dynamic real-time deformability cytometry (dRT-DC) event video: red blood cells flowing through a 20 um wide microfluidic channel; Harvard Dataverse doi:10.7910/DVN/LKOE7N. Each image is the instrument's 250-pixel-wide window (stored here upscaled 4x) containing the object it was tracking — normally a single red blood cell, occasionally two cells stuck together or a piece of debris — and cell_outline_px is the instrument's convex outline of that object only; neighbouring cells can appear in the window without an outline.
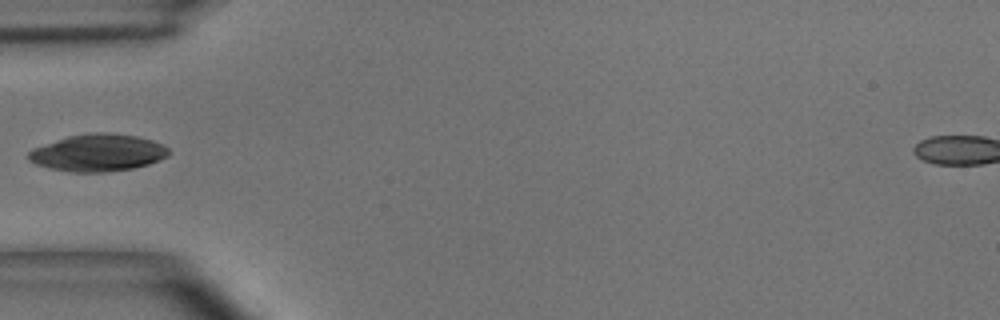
{"species": "common noctule bat (a hibernating species)", "species_latin": "Nyctalus noctula", "temperature_condition": "room temperature", "stored_images_in_passage": 38, "camera_frame_rate_fps": 3000, "um_per_image_px": 0.085, "animal": {"sex": "male", "body_mass_g": 15.6}, "frame": {"image": 1, "passage_image": 1, "time_ms": 0.0, "image_size_px": [1000, 320], "cell_outline_px": [[168, 156], [160, 160], [148, 164], [132, 168], [108, 172], [68, 172], [36, 164], [28, 160], [28, 152], [32, 148], [68, 136], [92, 132], [112, 132], [136, 136], [152, 140], [168, 148]], "centroid_in_image_um": [8.31, 12.98], "position_along_channel_um": 76.7, "area_um2": 30.35}}
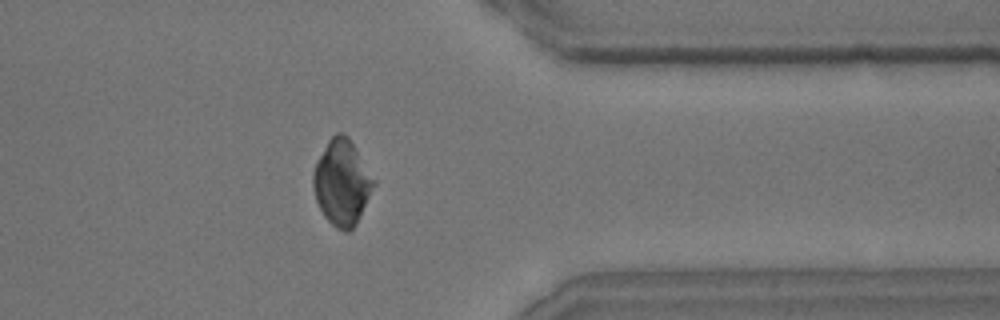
{"frame": {"image": 2, "passage_image": 27, "time_ms": 8.667, "image_size_px": [1000, 320], "cell_outline_px": [[376, 184], [356, 224], [348, 232], [344, 232], [336, 228], [324, 216], [316, 200], [312, 184], [312, 172], [316, 160], [328, 140], [336, 132], [344, 132], [348, 136], [376, 180]], "centroid_in_image_um": [29.06, 15.5], "position_along_channel_um": 382.3, "area_um2": 30.35}}
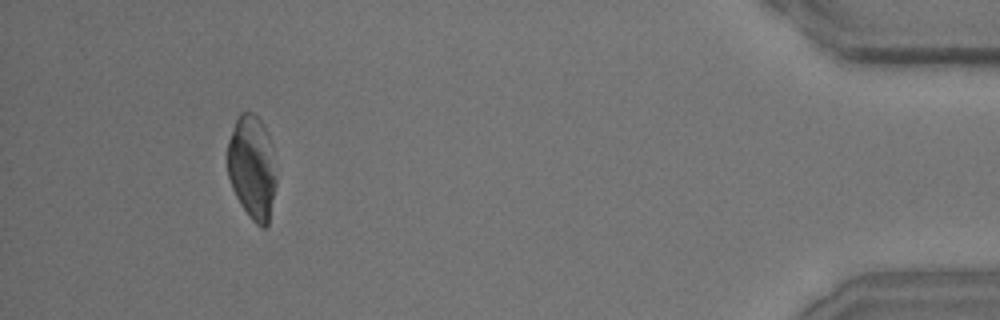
{"frame": {"image": 3, "passage_image": 34, "time_ms": 11.0, "image_size_px": [1000, 320], "cell_outline_px": [[276, 184], [268, 224], [264, 228], [260, 228], [248, 216], [240, 204], [232, 188], [228, 176], [228, 140], [236, 120], [240, 112], [252, 112], [260, 120], [268, 136], [276, 176]], "centroid_in_image_um": [21.41, 14.27], "position_along_channel_um": 413.8, "area_um2": 29.19}}